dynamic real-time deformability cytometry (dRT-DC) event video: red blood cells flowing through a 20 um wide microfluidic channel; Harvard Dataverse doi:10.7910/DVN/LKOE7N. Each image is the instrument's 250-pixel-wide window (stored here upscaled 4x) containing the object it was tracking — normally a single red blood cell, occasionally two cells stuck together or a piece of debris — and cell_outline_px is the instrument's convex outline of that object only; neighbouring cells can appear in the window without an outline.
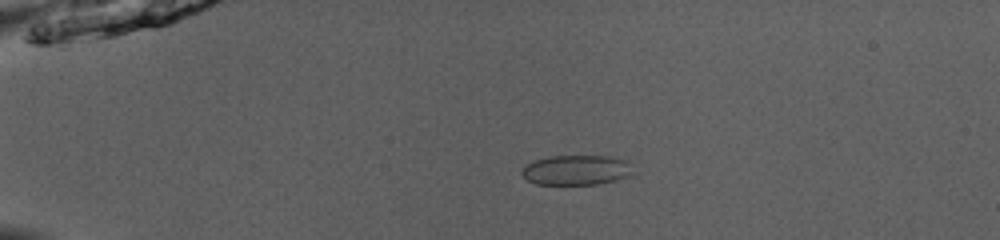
{"species": "common noctule bat (a hibernating species)", "species_latin": "Nyctalus noctula", "temperature_condition": "room temperature", "stored_images_in_passage": 52, "camera_frame_rate_fps": 3000, "um_per_image_px": 0.085, "animal": {"sex": "male", "body_mass_g": 13.0, "forearm_length_mm": 53.1}, "frame": {"image": 1, "passage_image": 13, "time_ms": 4.0, "image_size_px": [1000, 240], "cell_outline_px": [[632, 172], [628, 176], [616, 180], [600, 184], [536, 184], [528, 180], [520, 172], [528, 164], [536, 160], [548, 156], [608, 156], [632, 160]], "centroid_in_image_um": [49.06, 14.44], "position_along_channel_um": 35.9, "area_um2": 19.48}}
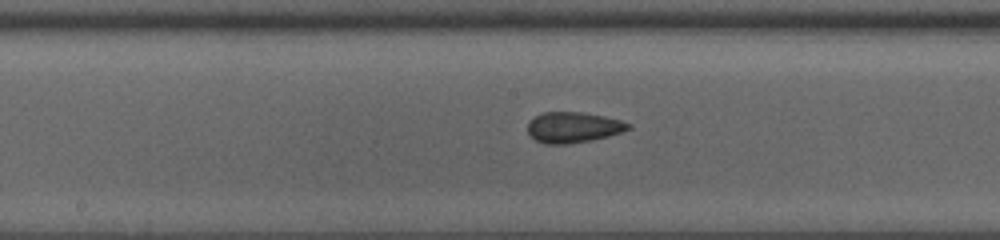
{"frame": {"image": 2, "passage_image": 29, "time_ms": 9.333, "image_size_px": [1000, 240], "cell_outline_px": [[632, 128], [608, 136], [592, 140], [568, 144], [544, 144], [536, 140], [528, 132], [528, 124], [536, 116], [544, 112], [580, 112], [604, 116], [620, 120], [632, 124]], "centroid_in_image_um": [48.75, 10.83], "position_along_channel_um": 199.5, "area_um2": 17.86}}
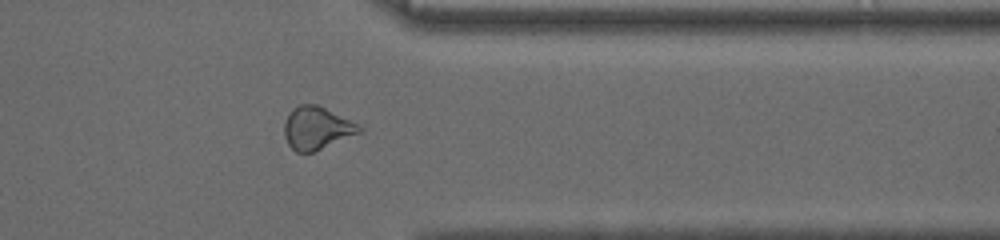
{"frame": {"image": 3, "passage_image": 43, "time_ms": 14.0, "image_size_px": [1000, 240], "cell_outline_px": [[364, 128], [360, 132], [312, 152], [296, 152], [288, 144], [284, 136], [284, 120], [288, 112], [292, 108], [300, 104], [316, 104]], "centroid_in_image_um": [26.84, 10.88], "position_along_channel_um": 384.6, "area_um2": 18.26}, "authors_computed_cell_mechanics": {"area_um2": 18.5538, "velocity_mm_per_s": 4.0259, "shape_relaxation_time_tau1_ms": 4.2728, "shape_relaxation_time_tau2_ms": 1.9146, "deformation_change_tau1": 0.0717, "deformation_change_tau2": 0.0748}}